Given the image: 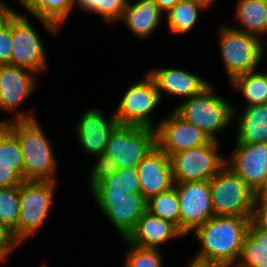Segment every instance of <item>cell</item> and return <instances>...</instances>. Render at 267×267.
<instances>
[{"mask_svg": "<svg viewBox=\"0 0 267 267\" xmlns=\"http://www.w3.org/2000/svg\"><path fill=\"white\" fill-rule=\"evenodd\" d=\"M251 219L252 217L213 216L194 231L202 246L190 262L214 267L237 264Z\"/></svg>", "mask_w": 267, "mask_h": 267, "instance_id": "1", "label": "cell"}, {"mask_svg": "<svg viewBox=\"0 0 267 267\" xmlns=\"http://www.w3.org/2000/svg\"><path fill=\"white\" fill-rule=\"evenodd\" d=\"M30 112H16L14 118L0 121L6 124L18 137L24 155V181H56L54 174L57 161L42 126ZM13 119V120H12Z\"/></svg>", "mask_w": 267, "mask_h": 267, "instance_id": "2", "label": "cell"}, {"mask_svg": "<svg viewBox=\"0 0 267 267\" xmlns=\"http://www.w3.org/2000/svg\"><path fill=\"white\" fill-rule=\"evenodd\" d=\"M212 88L210 84L198 95L184 100L174 111L211 140L219 141L216 134L234 121V107L215 94Z\"/></svg>", "mask_w": 267, "mask_h": 267, "instance_id": "3", "label": "cell"}, {"mask_svg": "<svg viewBox=\"0 0 267 267\" xmlns=\"http://www.w3.org/2000/svg\"><path fill=\"white\" fill-rule=\"evenodd\" d=\"M218 34L221 58L230 82L239 75L257 69L265 46L259 37L229 25H222Z\"/></svg>", "mask_w": 267, "mask_h": 267, "instance_id": "4", "label": "cell"}, {"mask_svg": "<svg viewBox=\"0 0 267 267\" xmlns=\"http://www.w3.org/2000/svg\"><path fill=\"white\" fill-rule=\"evenodd\" d=\"M216 216L252 217L256 194L226 164L209 180Z\"/></svg>", "mask_w": 267, "mask_h": 267, "instance_id": "5", "label": "cell"}, {"mask_svg": "<svg viewBox=\"0 0 267 267\" xmlns=\"http://www.w3.org/2000/svg\"><path fill=\"white\" fill-rule=\"evenodd\" d=\"M157 146L156 129L117 124L110 132L105 154L118 169L136 167Z\"/></svg>", "mask_w": 267, "mask_h": 267, "instance_id": "6", "label": "cell"}, {"mask_svg": "<svg viewBox=\"0 0 267 267\" xmlns=\"http://www.w3.org/2000/svg\"><path fill=\"white\" fill-rule=\"evenodd\" d=\"M56 181H23L19 185L18 245L45 223L53 202Z\"/></svg>", "mask_w": 267, "mask_h": 267, "instance_id": "7", "label": "cell"}, {"mask_svg": "<svg viewBox=\"0 0 267 267\" xmlns=\"http://www.w3.org/2000/svg\"><path fill=\"white\" fill-rule=\"evenodd\" d=\"M219 141L179 151L171 158L174 183L206 181L213 178L226 164L218 153Z\"/></svg>", "mask_w": 267, "mask_h": 267, "instance_id": "8", "label": "cell"}, {"mask_svg": "<svg viewBox=\"0 0 267 267\" xmlns=\"http://www.w3.org/2000/svg\"><path fill=\"white\" fill-rule=\"evenodd\" d=\"M160 101L155 82L147 73L127 89L113 115L118 124L156 129L158 124L151 116Z\"/></svg>", "mask_w": 267, "mask_h": 267, "instance_id": "9", "label": "cell"}, {"mask_svg": "<svg viewBox=\"0 0 267 267\" xmlns=\"http://www.w3.org/2000/svg\"><path fill=\"white\" fill-rule=\"evenodd\" d=\"M99 210L126 239L146 211L147 200L142 193H110L91 191Z\"/></svg>", "mask_w": 267, "mask_h": 267, "instance_id": "10", "label": "cell"}, {"mask_svg": "<svg viewBox=\"0 0 267 267\" xmlns=\"http://www.w3.org/2000/svg\"><path fill=\"white\" fill-rule=\"evenodd\" d=\"M179 199V231L185 236L215 216L209 180L174 183Z\"/></svg>", "mask_w": 267, "mask_h": 267, "instance_id": "11", "label": "cell"}, {"mask_svg": "<svg viewBox=\"0 0 267 267\" xmlns=\"http://www.w3.org/2000/svg\"><path fill=\"white\" fill-rule=\"evenodd\" d=\"M45 49L28 17L12 11L11 65L30 70L35 74L47 70Z\"/></svg>", "mask_w": 267, "mask_h": 267, "instance_id": "12", "label": "cell"}, {"mask_svg": "<svg viewBox=\"0 0 267 267\" xmlns=\"http://www.w3.org/2000/svg\"><path fill=\"white\" fill-rule=\"evenodd\" d=\"M211 139L194 124L173 111L156 128V144L169 157L173 154L208 144Z\"/></svg>", "mask_w": 267, "mask_h": 267, "instance_id": "13", "label": "cell"}, {"mask_svg": "<svg viewBox=\"0 0 267 267\" xmlns=\"http://www.w3.org/2000/svg\"><path fill=\"white\" fill-rule=\"evenodd\" d=\"M226 165L232 169L255 194L267 184V143H236Z\"/></svg>", "mask_w": 267, "mask_h": 267, "instance_id": "14", "label": "cell"}, {"mask_svg": "<svg viewBox=\"0 0 267 267\" xmlns=\"http://www.w3.org/2000/svg\"><path fill=\"white\" fill-rule=\"evenodd\" d=\"M136 168L141 193L146 200L174 187L171 158L158 146Z\"/></svg>", "mask_w": 267, "mask_h": 267, "instance_id": "15", "label": "cell"}, {"mask_svg": "<svg viewBox=\"0 0 267 267\" xmlns=\"http://www.w3.org/2000/svg\"><path fill=\"white\" fill-rule=\"evenodd\" d=\"M117 124L114 115L106 118L98 108L86 110L75 127L80 146L91 156L103 154L110 132Z\"/></svg>", "mask_w": 267, "mask_h": 267, "instance_id": "16", "label": "cell"}, {"mask_svg": "<svg viewBox=\"0 0 267 267\" xmlns=\"http://www.w3.org/2000/svg\"><path fill=\"white\" fill-rule=\"evenodd\" d=\"M32 73V74H31ZM35 73L10 64L0 65V109L17 111L36 87Z\"/></svg>", "mask_w": 267, "mask_h": 267, "instance_id": "17", "label": "cell"}, {"mask_svg": "<svg viewBox=\"0 0 267 267\" xmlns=\"http://www.w3.org/2000/svg\"><path fill=\"white\" fill-rule=\"evenodd\" d=\"M154 80L160 99L166 94L186 97V100L201 93L210 82L198 75L178 68H162L148 72Z\"/></svg>", "mask_w": 267, "mask_h": 267, "instance_id": "18", "label": "cell"}, {"mask_svg": "<svg viewBox=\"0 0 267 267\" xmlns=\"http://www.w3.org/2000/svg\"><path fill=\"white\" fill-rule=\"evenodd\" d=\"M179 237L184 235L174 224L145 211L126 240L142 248H159V245Z\"/></svg>", "mask_w": 267, "mask_h": 267, "instance_id": "19", "label": "cell"}, {"mask_svg": "<svg viewBox=\"0 0 267 267\" xmlns=\"http://www.w3.org/2000/svg\"><path fill=\"white\" fill-rule=\"evenodd\" d=\"M163 12L153 0L127 1L122 21L138 38H147L160 25Z\"/></svg>", "mask_w": 267, "mask_h": 267, "instance_id": "20", "label": "cell"}, {"mask_svg": "<svg viewBox=\"0 0 267 267\" xmlns=\"http://www.w3.org/2000/svg\"><path fill=\"white\" fill-rule=\"evenodd\" d=\"M241 110L238 114L234 108L233 119L238 125L236 143H267V104L248 106Z\"/></svg>", "mask_w": 267, "mask_h": 267, "instance_id": "21", "label": "cell"}, {"mask_svg": "<svg viewBox=\"0 0 267 267\" xmlns=\"http://www.w3.org/2000/svg\"><path fill=\"white\" fill-rule=\"evenodd\" d=\"M74 0H32L25 9L36 17L48 32L57 36L58 29L74 7Z\"/></svg>", "mask_w": 267, "mask_h": 267, "instance_id": "22", "label": "cell"}, {"mask_svg": "<svg viewBox=\"0 0 267 267\" xmlns=\"http://www.w3.org/2000/svg\"><path fill=\"white\" fill-rule=\"evenodd\" d=\"M236 4L235 16L243 28L233 26L232 28L253 34L261 39L262 35H267V1L238 0Z\"/></svg>", "mask_w": 267, "mask_h": 267, "instance_id": "23", "label": "cell"}, {"mask_svg": "<svg viewBox=\"0 0 267 267\" xmlns=\"http://www.w3.org/2000/svg\"><path fill=\"white\" fill-rule=\"evenodd\" d=\"M240 90L247 104L244 107L267 104V77L256 70L237 76L230 84Z\"/></svg>", "mask_w": 267, "mask_h": 267, "instance_id": "24", "label": "cell"}, {"mask_svg": "<svg viewBox=\"0 0 267 267\" xmlns=\"http://www.w3.org/2000/svg\"><path fill=\"white\" fill-rule=\"evenodd\" d=\"M199 9H207V7L191 0L179 1L166 13L169 31L175 34H183L190 31L197 23Z\"/></svg>", "mask_w": 267, "mask_h": 267, "instance_id": "25", "label": "cell"}, {"mask_svg": "<svg viewBox=\"0 0 267 267\" xmlns=\"http://www.w3.org/2000/svg\"><path fill=\"white\" fill-rule=\"evenodd\" d=\"M19 214V186L0 188V224L12 233L17 243Z\"/></svg>", "mask_w": 267, "mask_h": 267, "instance_id": "26", "label": "cell"}, {"mask_svg": "<svg viewBox=\"0 0 267 267\" xmlns=\"http://www.w3.org/2000/svg\"><path fill=\"white\" fill-rule=\"evenodd\" d=\"M91 191H108L110 193H141V186L136 167L118 169L116 173L102 179Z\"/></svg>", "mask_w": 267, "mask_h": 267, "instance_id": "27", "label": "cell"}, {"mask_svg": "<svg viewBox=\"0 0 267 267\" xmlns=\"http://www.w3.org/2000/svg\"><path fill=\"white\" fill-rule=\"evenodd\" d=\"M0 164L12 165L23 178V149L17 135L6 124H0Z\"/></svg>", "mask_w": 267, "mask_h": 267, "instance_id": "28", "label": "cell"}, {"mask_svg": "<svg viewBox=\"0 0 267 267\" xmlns=\"http://www.w3.org/2000/svg\"><path fill=\"white\" fill-rule=\"evenodd\" d=\"M146 211L171 222L179 229V199L175 187L147 200Z\"/></svg>", "mask_w": 267, "mask_h": 267, "instance_id": "29", "label": "cell"}, {"mask_svg": "<svg viewBox=\"0 0 267 267\" xmlns=\"http://www.w3.org/2000/svg\"><path fill=\"white\" fill-rule=\"evenodd\" d=\"M128 0H74V4L86 12L97 13L108 23L120 22Z\"/></svg>", "mask_w": 267, "mask_h": 267, "instance_id": "30", "label": "cell"}, {"mask_svg": "<svg viewBox=\"0 0 267 267\" xmlns=\"http://www.w3.org/2000/svg\"><path fill=\"white\" fill-rule=\"evenodd\" d=\"M124 242L129 245L125 257V267H163L162 254L159 248H142L129 243L126 239Z\"/></svg>", "mask_w": 267, "mask_h": 267, "instance_id": "31", "label": "cell"}, {"mask_svg": "<svg viewBox=\"0 0 267 267\" xmlns=\"http://www.w3.org/2000/svg\"><path fill=\"white\" fill-rule=\"evenodd\" d=\"M237 265L240 267H267V247H262L247 234Z\"/></svg>", "mask_w": 267, "mask_h": 267, "instance_id": "32", "label": "cell"}, {"mask_svg": "<svg viewBox=\"0 0 267 267\" xmlns=\"http://www.w3.org/2000/svg\"><path fill=\"white\" fill-rule=\"evenodd\" d=\"M97 161L89 175V187L92 189L102 179L111 176L118 171V167L114 159L107 154H99L95 156Z\"/></svg>", "mask_w": 267, "mask_h": 267, "instance_id": "33", "label": "cell"}, {"mask_svg": "<svg viewBox=\"0 0 267 267\" xmlns=\"http://www.w3.org/2000/svg\"><path fill=\"white\" fill-rule=\"evenodd\" d=\"M12 12L0 23V65H11Z\"/></svg>", "mask_w": 267, "mask_h": 267, "instance_id": "34", "label": "cell"}, {"mask_svg": "<svg viewBox=\"0 0 267 267\" xmlns=\"http://www.w3.org/2000/svg\"><path fill=\"white\" fill-rule=\"evenodd\" d=\"M251 221L256 226L267 229V200H265L259 193L255 196Z\"/></svg>", "mask_w": 267, "mask_h": 267, "instance_id": "35", "label": "cell"}, {"mask_svg": "<svg viewBox=\"0 0 267 267\" xmlns=\"http://www.w3.org/2000/svg\"><path fill=\"white\" fill-rule=\"evenodd\" d=\"M23 178L12 169V165L0 164V188L19 186Z\"/></svg>", "mask_w": 267, "mask_h": 267, "instance_id": "36", "label": "cell"}, {"mask_svg": "<svg viewBox=\"0 0 267 267\" xmlns=\"http://www.w3.org/2000/svg\"><path fill=\"white\" fill-rule=\"evenodd\" d=\"M19 245L14 240L12 233L0 224V253L9 256Z\"/></svg>", "mask_w": 267, "mask_h": 267, "instance_id": "37", "label": "cell"}, {"mask_svg": "<svg viewBox=\"0 0 267 267\" xmlns=\"http://www.w3.org/2000/svg\"><path fill=\"white\" fill-rule=\"evenodd\" d=\"M248 234L262 247H267V229L256 226L252 221L248 228Z\"/></svg>", "mask_w": 267, "mask_h": 267, "instance_id": "38", "label": "cell"}, {"mask_svg": "<svg viewBox=\"0 0 267 267\" xmlns=\"http://www.w3.org/2000/svg\"><path fill=\"white\" fill-rule=\"evenodd\" d=\"M162 12L167 13L181 0H153Z\"/></svg>", "mask_w": 267, "mask_h": 267, "instance_id": "39", "label": "cell"}, {"mask_svg": "<svg viewBox=\"0 0 267 267\" xmlns=\"http://www.w3.org/2000/svg\"><path fill=\"white\" fill-rule=\"evenodd\" d=\"M12 11H14V9L5 4V2L3 3L0 1V23L4 21Z\"/></svg>", "mask_w": 267, "mask_h": 267, "instance_id": "40", "label": "cell"}, {"mask_svg": "<svg viewBox=\"0 0 267 267\" xmlns=\"http://www.w3.org/2000/svg\"><path fill=\"white\" fill-rule=\"evenodd\" d=\"M191 1L198 2L207 8L210 7L212 5V3L214 2L213 0H191Z\"/></svg>", "mask_w": 267, "mask_h": 267, "instance_id": "41", "label": "cell"}, {"mask_svg": "<svg viewBox=\"0 0 267 267\" xmlns=\"http://www.w3.org/2000/svg\"><path fill=\"white\" fill-rule=\"evenodd\" d=\"M265 200H267V184L259 193Z\"/></svg>", "mask_w": 267, "mask_h": 267, "instance_id": "42", "label": "cell"}, {"mask_svg": "<svg viewBox=\"0 0 267 267\" xmlns=\"http://www.w3.org/2000/svg\"><path fill=\"white\" fill-rule=\"evenodd\" d=\"M32 0H18V2L25 8Z\"/></svg>", "mask_w": 267, "mask_h": 267, "instance_id": "43", "label": "cell"}, {"mask_svg": "<svg viewBox=\"0 0 267 267\" xmlns=\"http://www.w3.org/2000/svg\"><path fill=\"white\" fill-rule=\"evenodd\" d=\"M187 267H208V266L195 264V263L190 262L189 260V265Z\"/></svg>", "mask_w": 267, "mask_h": 267, "instance_id": "44", "label": "cell"}, {"mask_svg": "<svg viewBox=\"0 0 267 267\" xmlns=\"http://www.w3.org/2000/svg\"><path fill=\"white\" fill-rule=\"evenodd\" d=\"M9 257V256H3L1 259H0V263H2L4 260H6V258ZM1 265V264H0Z\"/></svg>", "mask_w": 267, "mask_h": 267, "instance_id": "45", "label": "cell"}, {"mask_svg": "<svg viewBox=\"0 0 267 267\" xmlns=\"http://www.w3.org/2000/svg\"><path fill=\"white\" fill-rule=\"evenodd\" d=\"M224 267H240V266H238L237 264H235V265H228V266H224Z\"/></svg>", "mask_w": 267, "mask_h": 267, "instance_id": "46", "label": "cell"}]
</instances>
